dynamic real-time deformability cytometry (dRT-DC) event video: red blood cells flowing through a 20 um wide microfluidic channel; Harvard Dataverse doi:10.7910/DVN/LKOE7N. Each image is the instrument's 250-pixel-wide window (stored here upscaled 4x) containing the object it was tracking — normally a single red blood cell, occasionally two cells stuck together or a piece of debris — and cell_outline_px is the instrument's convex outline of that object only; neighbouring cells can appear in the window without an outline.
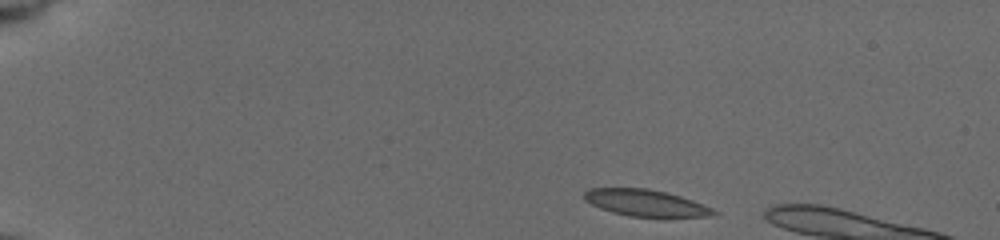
{"species": "common noctule bat (a hibernating species)", "species_latin": "Nyctalus noctula", "temperature_condition": "cold", "stored_images_in_passage": 43, "camera_frame_rate_fps": 3000, "um_per_image_px": 0.085, "animal": {"sex": "female", "body_mass_g": 19.5, "forearm_length_mm": 54.1}, "frame": {"image": 1, "passage_image": 1, "time_ms": 0.0, "image_size_px": [1000, 240], "cell_outline_px": [[720, 212], [708, 216], [628, 216], [612, 212], [600, 208], [584, 200], [584, 192], [588, 188], [648, 188], [680, 196], [692, 200], [712, 208]], "centroid_in_image_um": [54.84, 17.23], "position_along_channel_um": 30.2, "area_um2": 19.77}}
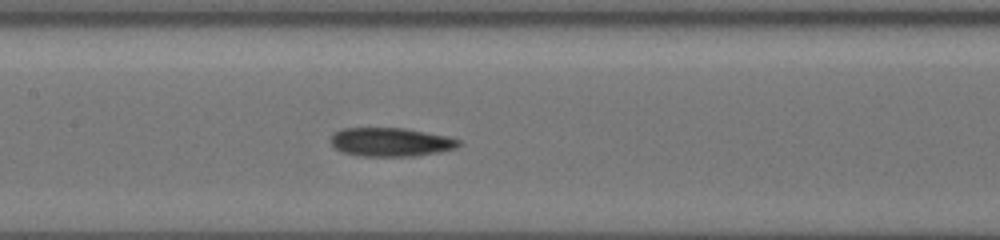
{"frame": {"image": 2, "passage_image": 20, "time_ms": 6.333, "image_size_px": [1000, 240], "cell_outline_px": [[460, 144], [456, 148], [440, 152], [416, 156], [360, 156], [340, 152], [328, 140], [340, 128], [404, 128], [448, 136], [460, 140]], "centroid_in_image_um": [33.2, 12.08], "position_along_channel_um": 174.2, "area_um2": 21.56}}
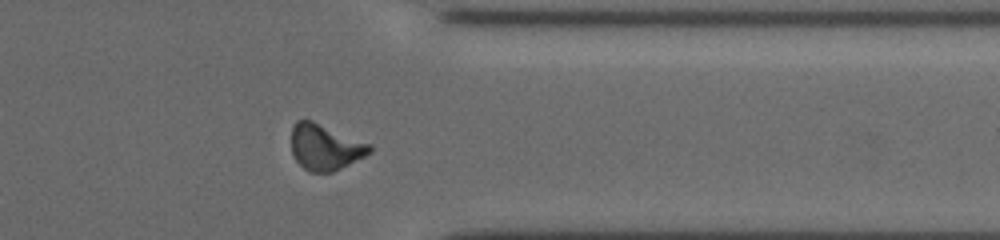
{"frame": {"image": 3, "passage_image": 37, "time_ms": 12.0, "image_size_px": [1000, 240], "cell_outline_px": [[372, 152], [332, 172], [308, 172], [292, 156], [292, 124], [296, 120], [312, 120], [372, 144]], "centroid_in_image_um": [27.63, 12.49], "position_along_channel_um": 383.8, "area_um2": 20.98}}